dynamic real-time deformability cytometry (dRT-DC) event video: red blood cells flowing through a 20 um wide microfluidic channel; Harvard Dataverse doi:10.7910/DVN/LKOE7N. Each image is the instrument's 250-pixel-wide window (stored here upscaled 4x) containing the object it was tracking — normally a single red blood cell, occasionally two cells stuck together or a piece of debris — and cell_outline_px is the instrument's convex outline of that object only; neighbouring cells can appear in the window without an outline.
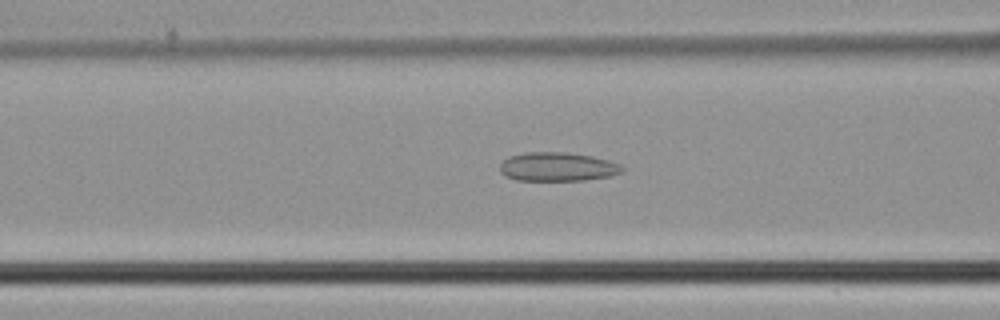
{"species": "common noctule bat (a hibernating species)", "species_latin": "Nyctalus noctula", "temperature_condition": "cold", "stored_images_in_passage": 36, "camera_frame_rate_fps": 3000, "um_per_image_px": 0.085, "animal": {"sex": "male", "body_mass_g": 21.5, "forearm_length_mm": 52.0}, "frame": {"image": 1, "passage_image": 8, "time_ms": 2.333, "image_size_px": [1000, 320], "cell_outline_px": [[624, 172], [608, 176], [584, 180], [516, 180], [504, 176], [500, 172], [500, 164], [508, 156], [524, 152], [564, 152], [592, 156], [608, 160], [620, 164], [624, 168]], "centroid_in_image_um": [47.37, 14.17], "position_along_channel_um": 119.2, "area_um2": 20.63}}
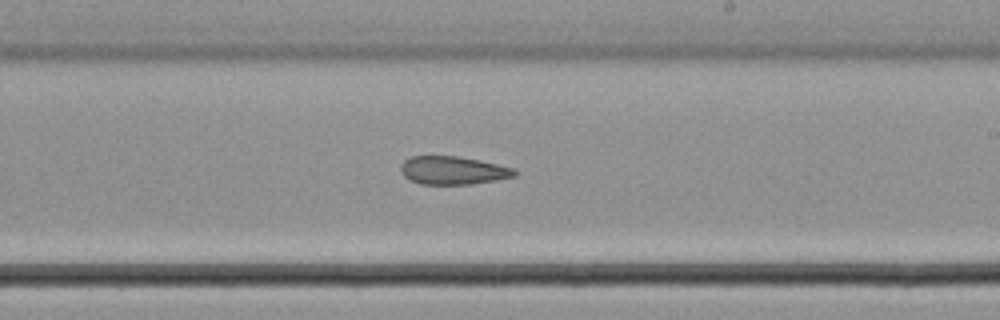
{"frame": {"image": 2, "passage_image": 17, "time_ms": 5.333, "image_size_px": [1000, 320], "cell_outline_px": [[520, 172], [516, 176], [496, 180], [472, 184], [420, 184], [408, 180], [400, 172], [400, 164], [404, 160], [412, 156], [456, 156], [516, 168]], "centroid_in_image_um": [38.5, 14.49], "position_along_channel_um": 250.5, "area_um2": 18.84}}
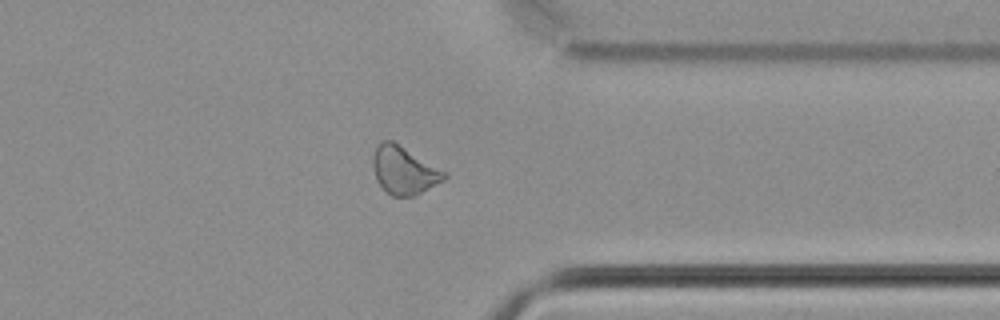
{"frame": {"image": 3, "passage_image": 26, "time_ms": 8.333, "image_size_px": [1000, 320], "cell_outline_px": [[448, 176], [444, 180], [412, 196], [392, 196], [376, 180], [372, 164], [372, 156], [376, 148], [384, 140], [392, 140], [448, 172]], "centroid_in_image_um": [34.35, 14.46], "position_along_channel_um": 377.0, "area_um2": 19.71}}